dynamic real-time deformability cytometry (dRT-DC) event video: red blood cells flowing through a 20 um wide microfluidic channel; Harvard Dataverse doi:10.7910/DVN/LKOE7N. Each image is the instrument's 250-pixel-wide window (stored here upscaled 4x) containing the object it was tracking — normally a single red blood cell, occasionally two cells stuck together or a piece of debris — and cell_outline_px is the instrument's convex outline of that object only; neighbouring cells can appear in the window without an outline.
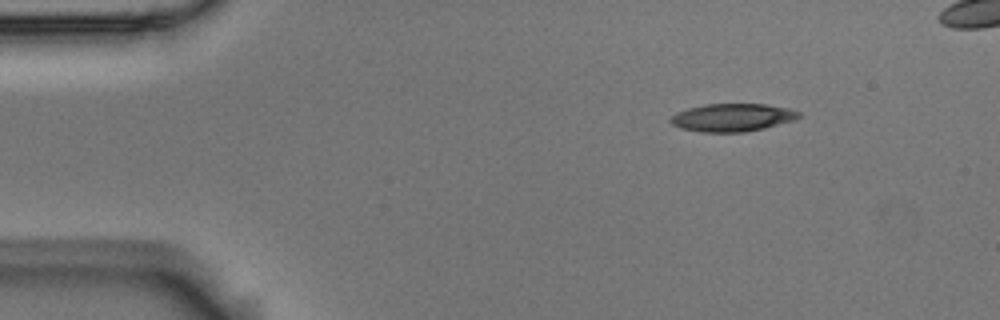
{"species": "Egyptian fruit bat (a non-hibernating species)", "species_latin": "Rousettus aegyptiacus", "temperature_condition": "room temperature", "stored_images_in_passage": 6, "camera_frame_rate_fps": 3000, "um_per_image_px": 0.085, "animal": {"sex": "male"}, "frame": {"image": 1, "passage_image": 1, "time_ms": 0.0, "image_size_px": [1000, 320], "cell_outline_px": [[800, 116], [796, 120], [764, 128], [744, 132], [700, 132], [680, 128], [672, 124], [668, 120], [676, 112], [688, 108], [704, 104], [764, 104], [788, 108], [800, 112]], "centroid_in_image_um": [62.24, 9.99], "position_along_channel_um": 22.8, "area_um2": 20.92}}
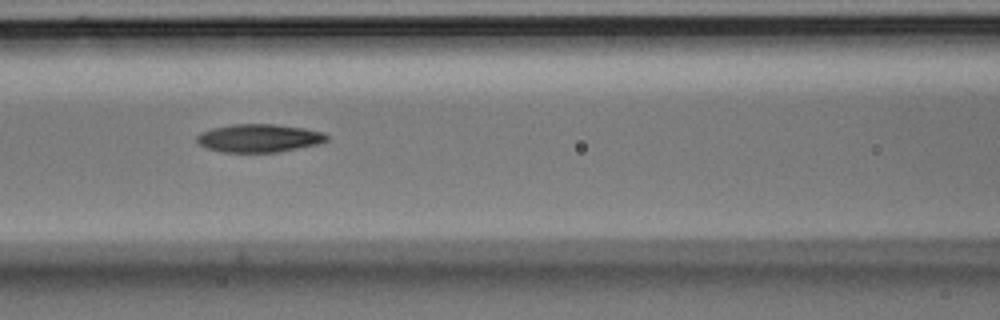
{"frame": {"image": 2, "passage_image": 5, "time_ms": 1.333, "image_size_px": [1000, 320], "cell_outline_px": [[328, 140], [316, 144], [276, 152], [224, 152], [208, 148], [200, 144], [196, 140], [196, 136], [200, 132], [232, 124], [276, 124], [304, 128], [324, 132], [328, 136]], "centroid_in_image_um": [22.02, 11.73], "position_along_channel_um": 144.6, "area_um2": 21.04}}
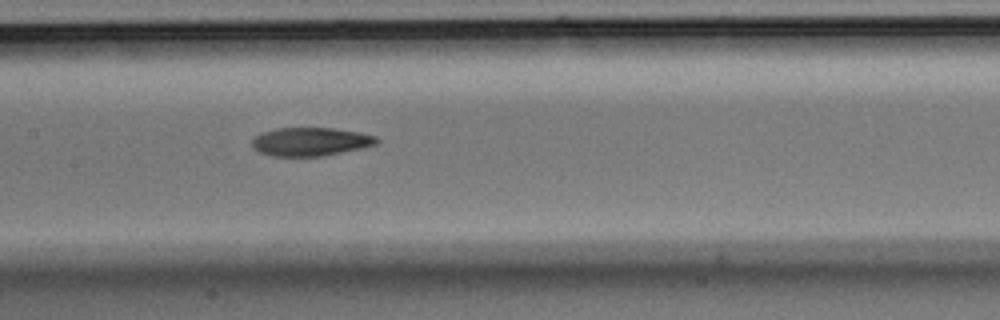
{"frame": {"image": 3, "passage_image": 6, "time_ms": 1.667, "image_size_px": [1000, 320], "cell_outline_px": [[380, 140], [376, 144], [360, 148], [320, 156], [272, 156], [260, 152], [252, 148], [252, 140], [256, 136], [264, 132], [276, 128], [332, 128], [360, 132], [376, 136]], "centroid_in_image_um": [26.39, 12.04], "position_along_channel_um": 181.0, "area_um2": 20.46}}